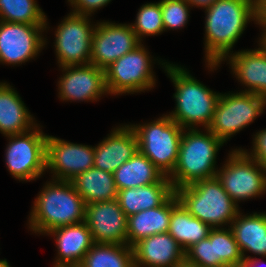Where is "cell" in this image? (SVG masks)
Here are the masks:
<instances>
[{"mask_svg":"<svg viewBox=\"0 0 266 267\" xmlns=\"http://www.w3.org/2000/svg\"><path fill=\"white\" fill-rule=\"evenodd\" d=\"M205 62L216 70L242 36L250 20L257 23V0H216L205 9Z\"/></svg>","mask_w":266,"mask_h":267,"instance_id":"6da1fadb","label":"cell"},{"mask_svg":"<svg viewBox=\"0 0 266 267\" xmlns=\"http://www.w3.org/2000/svg\"><path fill=\"white\" fill-rule=\"evenodd\" d=\"M48 181L35 198L29 216V228L35 234H47L62 226L85 221L86 204L72 183Z\"/></svg>","mask_w":266,"mask_h":267,"instance_id":"7a4b0ae2","label":"cell"},{"mask_svg":"<svg viewBox=\"0 0 266 267\" xmlns=\"http://www.w3.org/2000/svg\"><path fill=\"white\" fill-rule=\"evenodd\" d=\"M175 86V110L170 118L183 129H196L202 125L208 128L221 93L213 92L204 84L195 79L186 68L159 62ZM196 126V127H194Z\"/></svg>","mask_w":266,"mask_h":267,"instance_id":"3957f363","label":"cell"},{"mask_svg":"<svg viewBox=\"0 0 266 267\" xmlns=\"http://www.w3.org/2000/svg\"><path fill=\"white\" fill-rule=\"evenodd\" d=\"M199 130L184 129L182 133L177 163L168 176L174 190L216 177V156L224 143L208 129L206 133Z\"/></svg>","mask_w":266,"mask_h":267,"instance_id":"277c9868","label":"cell"},{"mask_svg":"<svg viewBox=\"0 0 266 267\" xmlns=\"http://www.w3.org/2000/svg\"><path fill=\"white\" fill-rule=\"evenodd\" d=\"M175 194L191 215L211 228L231 225L240 211L239 205L229 197L217 177L175 189Z\"/></svg>","mask_w":266,"mask_h":267,"instance_id":"5b68a950","label":"cell"},{"mask_svg":"<svg viewBox=\"0 0 266 267\" xmlns=\"http://www.w3.org/2000/svg\"><path fill=\"white\" fill-rule=\"evenodd\" d=\"M129 126L136 133L138 151L168 177L177 163L184 129L168 114L149 123Z\"/></svg>","mask_w":266,"mask_h":267,"instance_id":"8992f818","label":"cell"},{"mask_svg":"<svg viewBox=\"0 0 266 267\" xmlns=\"http://www.w3.org/2000/svg\"><path fill=\"white\" fill-rule=\"evenodd\" d=\"M220 168L216 177L237 205L241 200L260 197L266 193V168L251 158L244 149L232 150Z\"/></svg>","mask_w":266,"mask_h":267,"instance_id":"52a82bcc","label":"cell"},{"mask_svg":"<svg viewBox=\"0 0 266 267\" xmlns=\"http://www.w3.org/2000/svg\"><path fill=\"white\" fill-rule=\"evenodd\" d=\"M265 107L266 98L253 93H221L207 129L226 143L264 113Z\"/></svg>","mask_w":266,"mask_h":267,"instance_id":"ba28073f","label":"cell"},{"mask_svg":"<svg viewBox=\"0 0 266 267\" xmlns=\"http://www.w3.org/2000/svg\"><path fill=\"white\" fill-rule=\"evenodd\" d=\"M148 50L140 43L105 69L108 94L122 95L145 92L154 88L155 74Z\"/></svg>","mask_w":266,"mask_h":267,"instance_id":"9c48e42d","label":"cell"},{"mask_svg":"<svg viewBox=\"0 0 266 267\" xmlns=\"http://www.w3.org/2000/svg\"><path fill=\"white\" fill-rule=\"evenodd\" d=\"M9 139L6 147V167L13 178L31 181L46 171L47 135L38 124L22 134L5 136Z\"/></svg>","mask_w":266,"mask_h":267,"instance_id":"30bf717a","label":"cell"},{"mask_svg":"<svg viewBox=\"0 0 266 267\" xmlns=\"http://www.w3.org/2000/svg\"><path fill=\"white\" fill-rule=\"evenodd\" d=\"M91 16L70 12L55 29V51L60 67L90 64L92 35L96 24Z\"/></svg>","mask_w":266,"mask_h":267,"instance_id":"8fae6325","label":"cell"},{"mask_svg":"<svg viewBox=\"0 0 266 267\" xmlns=\"http://www.w3.org/2000/svg\"><path fill=\"white\" fill-rule=\"evenodd\" d=\"M47 25L0 20V63L16 66L37 57L47 43L42 35Z\"/></svg>","mask_w":266,"mask_h":267,"instance_id":"7c38bea8","label":"cell"},{"mask_svg":"<svg viewBox=\"0 0 266 267\" xmlns=\"http://www.w3.org/2000/svg\"><path fill=\"white\" fill-rule=\"evenodd\" d=\"M140 43L130 24L97 22L92 35L90 63L105 70Z\"/></svg>","mask_w":266,"mask_h":267,"instance_id":"4fadbf2b","label":"cell"},{"mask_svg":"<svg viewBox=\"0 0 266 267\" xmlns=\"http://www.w3.org/2000/svg\"><path fill=\"white\" fill-rule=\"evenodd\" d=\"M94 146L71 143L47 135L46 169L52 179L71 181L78 174L94 167Z\"/></svg>","mask_w":266,"mask_h":267,"instance_id":"5bb4252c","label":"cell"},{"mask_svg":"<svg viewBox=\"0 0 266 267\" xmlns=\"http://www.w3.org/2000/svg\"><path fill=\"white\" fill-rule=\"evenodd\" d=\"M59 77L58 97L63 101H97L108 94L105 85V70L93 64L63 66Z\"/></svg>","mask_w":266,"mask_h":267,"instance_id":"9a60e30c","label":"cell"},{"mask_svg":"<svg viewBox=\"0 0 266 267\" xmlns=\"http://www.w3.org/2000/svg\"><path fill=\"white\" fill-rule=\"evenodd\" d=\"M127 220L117 199L86 204L85 222L94 243L127 244Z\"/></svg>","mask_w":266,"mask_h":267,"instance_id":"2e32d148","label":"cell"},{"mask_svg":"<svg viewBox=\"0 0 266 267\" xmlns=\"http://www.w3.org/2000/svg\"><path fill=\"white\" fill-rule=\"evenodd\" d=\"M110 133L94 146V168L113 174L138 152V141L129 124L116 127Z\"/></svg>","mask_w":266,"mask_h":267,"instance_id":"e0dca14e","label":"cell"},{"mask_svg":"<svg viewBox=\"0 0 266 267\" xmlns=\"http://www.w3.org/2000/svg\"><path fill=\"white\" fill-rule=\"evenodd\" d=\"M134 267H176L185 259V251L168 233H158L132 246Z\"/></svg>","mask_w":266,"mask_h":267,"instance_id":"ac0fdd59","label":"cell"},{"mask_svg":"<svg viewBox=\"0 0 266 267\" xmlns=\"http://www.w3.org/2000/svg\"><path fill=\"white\" fill-rule=\"evenodd\" d=\"M56 237L57 256L53 267H78L94 245L87 223L62 226L47 233Z\"/></svg>","mask_w":266,"mask_h":267,"instance_id":"d6986e66","label":"cell"},{"mask_svg":"<svg viewBox=\"0 0 266 267\" xmlns=\"http://www.w3.org/2000/svg\"><path fill=\"white\" fill-rule=\"evenodd\" d=\"M230 64L233 75L247 89L241 92L253 93L266 98V54L257 49L241 50L228 55L223 61Z\"/></svg>","mask_w":266,"mask_h":267,"instance_id":"ffe728a7","label":"cell"},{"mask_svg":"<svg viewBox=\"0 0 266 267\" xmlns=\"http://www.w3.org/2000/svg\"><path fill=\"white\" fill-rule=\"evenodd\" d=\"M174 193L172 183L164 176L158 183L118 190L116 199L128 217L163 205Z\"/></svg>","mask_w":266,"mask_h":267,"instance_id":"44dd1931","label":"cell"},{"mask_svg":"<svg viewBox=\"0 0 266 267\" xmlns=\"http://www.w3.org/2000/svg\"><path fill=\"white\" fill-rule=\"evenodd\" d=\"M12 87L9 83L0 82V133L4 136L22 134L37 125Z\"/></svg>","mask_w":266,"mask_h":267,"instance_id":"7402d4cb","label":"cell"},{"mask_svg":"<svg viewBox=\"0 0 266 267\" xmlns=\"http://www.w3.org/2000/svg\"><path fill=\"white\" fill-rule=\"evenodd\" d=\"M238 243L242 257L246 251L266 258V213L237 214L229 226Z\"/></svg>","mask_w":266,"mask_h":267,"instance_id":"603a6c76","label":"cell"},{"mask_svg":"<svg viewBox=\"0 0 266 267\" xmlns=\"http://www.w3.org/2000/svg\"><path fill=\"white\" fill-rule=\"evenodd\" d=\"M172 211V196L161 206L142 210L128 216L127 244L133 246L139 240L165 233L169 230Z\"/></svg>","mask_w":266,"mask_h":267,"instance_id":"cb8c5ba5","label":"cell"},{"mask_svg":"<svg viewBox=\"0 0 266 267\" xmlns=\"http://www.w3.org/2000/svg\"><path fill=\"white\" fill-rule=\"evenodd\" d=\"M211 227L191 215L172 195V211L168 233L180 244L184 251L207 238Z\"/></svg>","mask_w":266,"mask_h":267,"instance_id":"d4e9b609","label":"cell"},{"mask_svg":"<svg viewBox=\"0 0 266 267\" xmlns=\"http://www.w3.org/2000/svg\"><path fill=\"white\" fill-rule=\"evenodd\" d=\"M85 204L105 202L117 198L113 174L90 168L70 181Z\"/></svg>","mask_w":266,"mask_h":267,"instance_id":"484cf974","label":"cell"},{"mask_svg":"<svg viewBox=\"0 0 266 267\" xmlns=\"http://www.w3.org/2000/svg\"><path fill=\"white\" fill-rule=\"evenodd\" d=\"M113 177L118 191L158 183L164 175L138 151L113 173Z\"/></svg>","mask_w":266,"mask_h":267,"instance_id":"4316f807","label":"cell"},{"mask_svg":"<svg viewBox=\"0 0 266 267\" xmlns=\"http://www.w3.org/2000/svg\"><path fill=\"white\" fill-rule=\"evenodd\" d=\"M78 267H134L133 249L128 244L94 243Z\"/></svg>","mask_w":266,"mask_h":267,"instance_id":"83f0119b","label":"cell"},{"mask_svg":"<svg viewBox=\"0 0 266 267\" xmlns=\"http://www.w3.org/2000/svg\"><path fill=\"white\" fill-rule=\"evenodd\" d=\"M0 20L30 25H46L47 16L36 0H0Z\"/></svg>","mask_w":266,"mask_h":267,"instance_id":"f1b7e54d","label":"cell"},{"mask_svg":"<svg viewBox=\"0 0 266 267\" xmlns=\"http://www.w3.org/2000/svg\"><path fill=\"white\" fill-rule=\"evenodd\" d=\"M130 25L141 43L145 36H155L163 33L164 26L160 2L142 5L137 13L135 23Z\"/></svg>","mask_w":266,"mask_h":267,"instance_id":"f546056e","label":"cell"},{"mask_svg":"<svg viewBox=\"0 0 266 267\" xmlns=\"http://www.w3.org/2000/svg\"><path fill=\"white\" fill-rule=\"evenodd\" d=\"M185 259L201 267H218L216 228L211 229L207 238L189 247L185 251Z\"/></svg>","mask_w":266,"mask_h":267,"instance_id":"4dcf8cb0","label":"cell"},{"mask_svg":"<svg viewBox=\"0 0 266 267\" xmlns=\"http://www.w3.org/2000/svg\"><path fill=\"white\" fill-rule=\"evenodd\" d=\"M216 249L219 266H242L244 259L229 225L228 229L226 227L216 228Z\"/></svg>","mask_w":266,"mask_h":267,"instance_id":"1f68e13d","label":"cell"},{"mask_svg":"<svg viewBox=\"0 0 266 267\" xmlns=\"http://www.w3.org/2000/svg\"><path fill=\"white\" fill-rule=\"evenodd\" d=\"M160 4L164 31L184 28L191 6L185 0H161Z\"/></svg>","mask_w":266,"mask_h":267,"instance_id":"d6a6232c","label":"cell"},{"mask_svg":"<svg viewBox=\"0 0 266 267\" xmlns=\"http://www.w3.org/2000/svg\"><path fill=\"white\" fill-rule=\"evenodd\" d=\"M73 7L72 13L92 16L96 10L106 6L111 0H68Z\"/></svg>","mask_w":266,"mask_h":267,"instance_id":"836d02e7","label":"cell"},{"mask_svg":"<svg viewBox=\"0 0 266 267\" xmlns=\"http://www.w3.org/2000/svg\"><path fill=\"white\" fill-rule=\"evenodd\" d=\"M253 148L251 153L244 150L251 158L266 168V128L253 135Z\"/></svg>","mask_w":266,"mask_h":267,"instance_id":"e575fe53","label":"cell"},{"mask_svg":"<svg viewBox=\"0 0 266 267\" xmlns=\"http://www.w3.org/2000/svg\"><path fill=\"white\" fill-rule=\"evenodd\" d=\"M192 7L209 8L216 0H185Z\"/></svg>","mask_w":266,"mask_h":267,"instance_id":"d590c367","label":"cell"},{"mask_svg":"<svg viewBox=\"0 0 266 267\" xmlns=\"http://www.w3.org/2000/svg\"><path fill=\"white\" fill-rule=\"evenodd\" d=\"M258 20L266 22V0H257Z\"/></svg>","mask_w":266,"mask_h":267,"instance_id":"8d00e7d4","label":"cell"},{"mask_svg":"<svg viewBox=\"0 0 266 267\" xmlns=\"http://www.w3.org/2000/svg\"><path fill=\"white\" fill-rule=\"evenodd\" d=\"M256 24H259L260 26H262L261 28L263 29L262 31V35H261V39L258 41L260 48L264 51V53L266 54V22H262V21H257Z\"/></svg>","mask_w":266,"mask_h":267,"instance_id":"74e56055","label":"cell"},{"mask_svg":"<svg viewBox=\"0 0 266 267\" xmlns=\"http://www.w3.org/2000/svg\"><path fill=\"white\" fill-rule=\"evenodd\" d=\"M252 256H247L246 259L243 261L242 266L241 267H258L259 259H256V257H252Z\"/></svg>","mask_w":266,"mask_h":267,"instance_id":"f35d334b","label":"cell"},{"mask_svg":"<svg viewBox=\"0 0 266 267\" xmlns=\"http://www.w3.org/2000/svg\"><path fill=\"white\" fill-rule=\"evenodd\" d=\"M176 267H201L184 259Z\"/></svg>","mask_w":266,"mask_h":267,"instance_id":"ab89813d","label":"cell"},{"mask_svg":"<svg viewBox=\"0 0 266 267\" xmlns=\"http://www.w3.org/2000/svg\"><path fill=\"white\" fill-rule=\"evenodd\" d=\"M0 267H11L7 261L0 265Z\"/></svg>","mask_w":266,"mask_h":267,"instance_id":"60d3db41","label":"cell"},{"mask_svg":"<svg viewBox=\"0 0 266 267\" xmlns=\"http://www.w3.org/2000/svg\"><path fill=\"white\" fill-rule=\"evenodd\" d=\"M218 267H238V266H234V265H222V266H218Z\"/></svg>","mask_w":266,"mask_h":267,"instance_id":"b9f144b4","label":"cell"},{"mask_svg":"<svg viewBox=\"0 0 266 267\" xmlns=\"http://www.w3.org/2000/svg\"><path fill=\"white\" fill-rule=\"evenodd\" d=\"M5 261H7V260L6 259H4V260L0 259V265L3 264Z\"/></svg>","mask_w":266,"mask_h":267,"instance_id":"7bdbcfd3","label":"cell"}]
</instances>
